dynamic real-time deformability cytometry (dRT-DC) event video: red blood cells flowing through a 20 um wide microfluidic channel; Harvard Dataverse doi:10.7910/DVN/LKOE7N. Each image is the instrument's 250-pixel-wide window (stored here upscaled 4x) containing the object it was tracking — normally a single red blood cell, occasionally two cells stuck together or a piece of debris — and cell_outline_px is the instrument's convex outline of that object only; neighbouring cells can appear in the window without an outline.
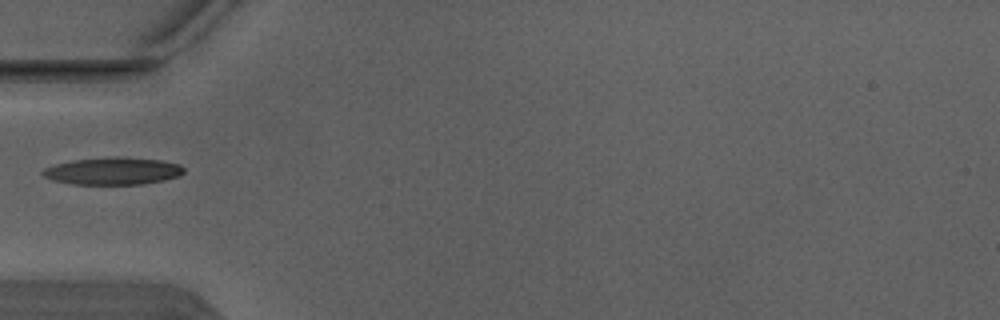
{"species": "Egyptian fruit bat (a non-hibernating species)", "species_latin": "Rousettus aegyptiacus", "temperature_condition": "warm", "stored_images_in_passage": 5, "camera_frame_rate_fps": 3000, "um_per_image_px": 0.085, "animal": {"sex": "male"}, "frame": {"image": 1, "passage_image": 4, "time_ms": 1.0, "image_size_px": [1000, 320], "cell_outline_px": [[184, 172], [176, 176], [164, 180], [140, 184], [72, 184], [52, 180], [44, 176], [40, 172], [44, 168], [56, 164], [72, 160], [112, 156], [160, 160], [180, 164], [184, 168]], "centroid_in_image_um": [9.56, 14.53], "position_along_channel_um": 75.4, "area_um2": 22.37}}
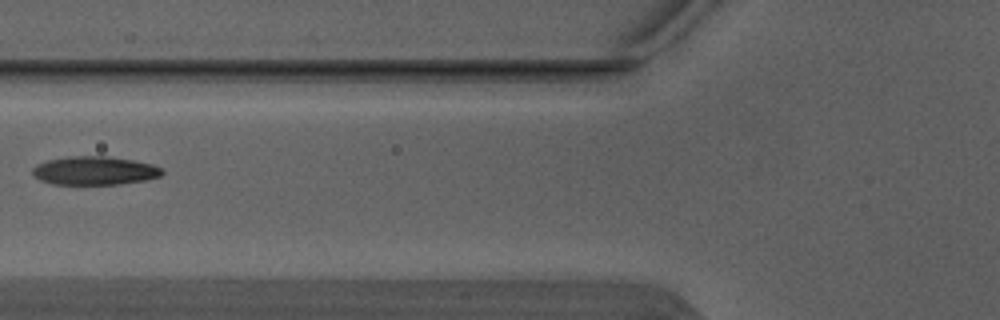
{"frame": {"image": 2, "passage_image": 5, "time_ms": 1.333, "image_size_px": [1000, 320], "cell_outline_px": [[164, 172], [160, 176], [148, 180], [120, 184], [52, 184], [40, 180], [32, 172], [32, 168], [36, 164], [48, 160], [68, 156], [108, 156], [132, 160], [152, 164], [164, 168]], "centroid_in_image_um": [8.07, 14.5], "position_along_channel_um": 117.7, "area_um2": 21.68}}